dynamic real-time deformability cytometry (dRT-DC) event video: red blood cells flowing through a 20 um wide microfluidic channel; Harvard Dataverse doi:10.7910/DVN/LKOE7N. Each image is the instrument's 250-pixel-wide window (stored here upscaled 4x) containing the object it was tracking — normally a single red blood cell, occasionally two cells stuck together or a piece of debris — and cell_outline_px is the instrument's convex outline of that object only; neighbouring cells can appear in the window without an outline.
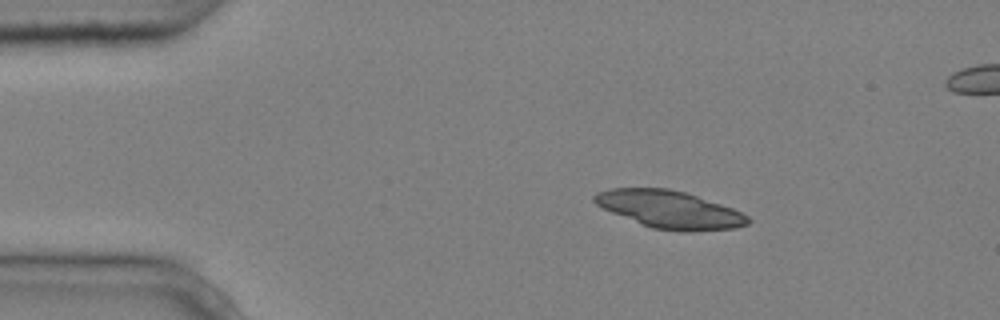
{"species": "common noctule bat (a hibernating species)", "species_latin": "Nyctalus noctula", "temperature_condition": "cold", "stored_images_in_passage": 7, "camera_frame_rate_fps": 3000, "um_per_image_px": 0.085, "animal": {"sex": "male", "body_mass_g": 20.4}, "frame": {"image": 1, "passage_image": 3, "time_ms": 0.667, "image_size_px": [1000, 320], "cell_outline_px": [[752, 220], [748, 224], [736, 228], [692, 232], [684, 232], [652, 228], [640, 224], [612, 212], [596, 204], [592, 200], [592, 196], [596, 192], [608, 188], [668, 188], [684, 192], [732, 208], [748, 216]], "centroid_in_image_um": [56.91, 17.81], "position_along_channel_um": 28.1, "area_um2": 33.58}}